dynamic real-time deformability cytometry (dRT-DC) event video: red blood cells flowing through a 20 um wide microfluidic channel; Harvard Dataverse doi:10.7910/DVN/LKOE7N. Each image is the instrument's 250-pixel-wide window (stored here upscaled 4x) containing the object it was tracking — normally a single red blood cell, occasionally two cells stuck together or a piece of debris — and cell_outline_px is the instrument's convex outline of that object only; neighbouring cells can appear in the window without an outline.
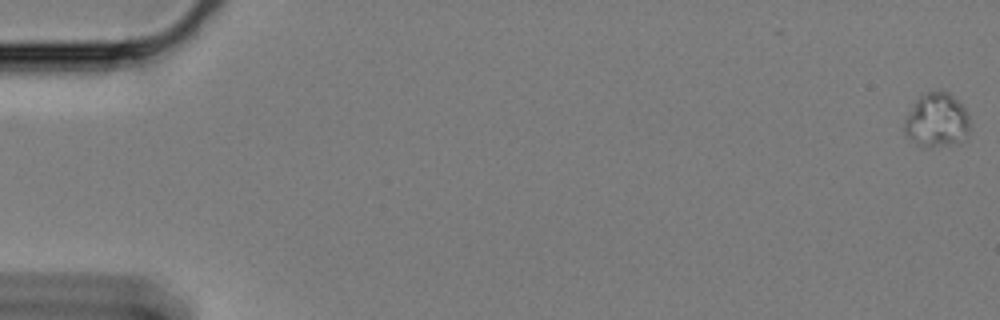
{"species": "Egyptian fruit bat (a non-hibernating species)", "species_latin": "Rousettus aegyptiacus", "temperature_condition": "cold", "stored_images_in_passage": 15, "camera_frame_rate_fps": 3000, "um_per_image_px": 0.085, "animal": {"sex": "female"}, "frame": {"image": 1, "passage_image": 1, "time_ms": 0.0, "image_size_px": [1000, 320], "cell_outline_px": [[968, 128], [956, 144], [932, 148], [920, 148], [904, 128], [904, 124], [916, 100], [924, 92], [948, 92], [964, 108], [968, 116]], "centroid_in_image_um": [79.61, 10.24], "position_along_channel_um": 5.4, "area_um2": 19.88}}